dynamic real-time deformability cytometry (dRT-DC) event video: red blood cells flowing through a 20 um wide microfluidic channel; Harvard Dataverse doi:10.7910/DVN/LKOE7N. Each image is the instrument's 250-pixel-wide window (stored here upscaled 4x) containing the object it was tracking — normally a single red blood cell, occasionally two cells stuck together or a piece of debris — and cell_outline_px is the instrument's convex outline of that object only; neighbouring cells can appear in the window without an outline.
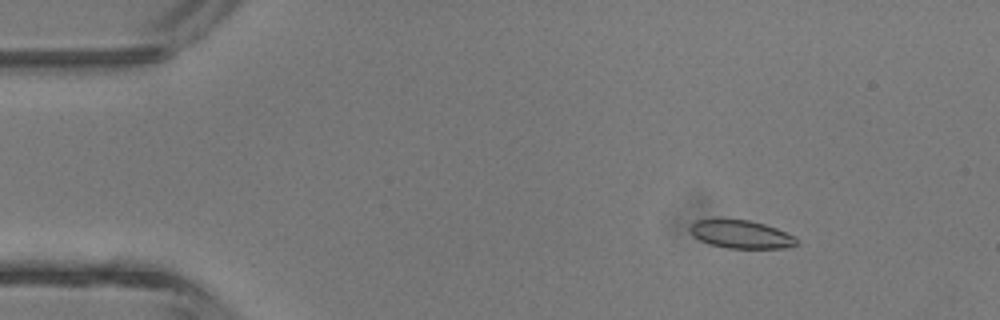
{"species": "common noctule bat (a hibernating species)", "species_latin": "Nyctalus noctula", "temperature_condition": "room temperature", "stored_images_in_passage": 4, "camera_frame_rate_fps": 3000, "um_per_image_px": 0.085, "animal": {"sex": "male", "body_mass_g": 13.3}, "frame": {"image": 1, "passage_image": 2, "time_ms": 1.0, "image_size_px": [1000, 320], "cell_outline_px": [[796, 244], [784, 248], [728, 248], [712, 244], [700, 240], [688, 228], [696, 220], [720, 216], [748, 220], [764, 224], [776, 228], [796, 236]], "centroid_in_image_um": [62.95, 19.86], "position_along_channel_um": 22.1, "area_um2": 17.74}}
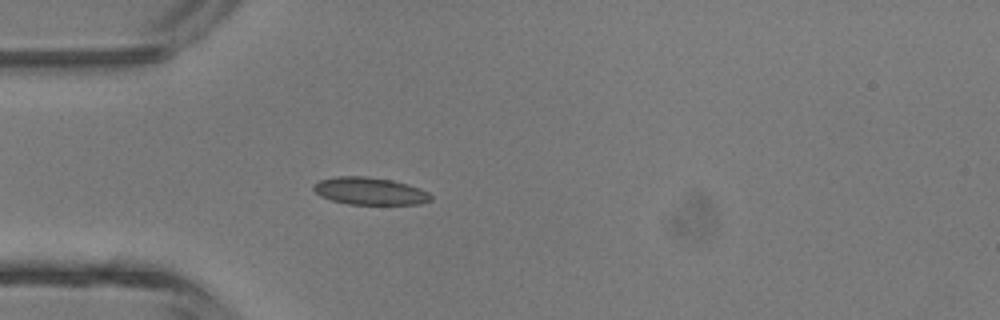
{"frame": {"image": 2, "passage_image": 4, "time_ms": 3.333, "image_size_px": [1000, 320], "cell_outline_px": [[432, 200], [420, 204], [348, 204], [332, 200], [320, 196], [312, 188], [312, 184], [320, 180], [336, 176], [368, 176], [392, 180], [408, 184], [420, 188], [428, 192], [432, 196]], "centroid_in_image_um": [31.43, 16.23], "position_along_channel_um": 53.6, "area_um2": 18.84}}